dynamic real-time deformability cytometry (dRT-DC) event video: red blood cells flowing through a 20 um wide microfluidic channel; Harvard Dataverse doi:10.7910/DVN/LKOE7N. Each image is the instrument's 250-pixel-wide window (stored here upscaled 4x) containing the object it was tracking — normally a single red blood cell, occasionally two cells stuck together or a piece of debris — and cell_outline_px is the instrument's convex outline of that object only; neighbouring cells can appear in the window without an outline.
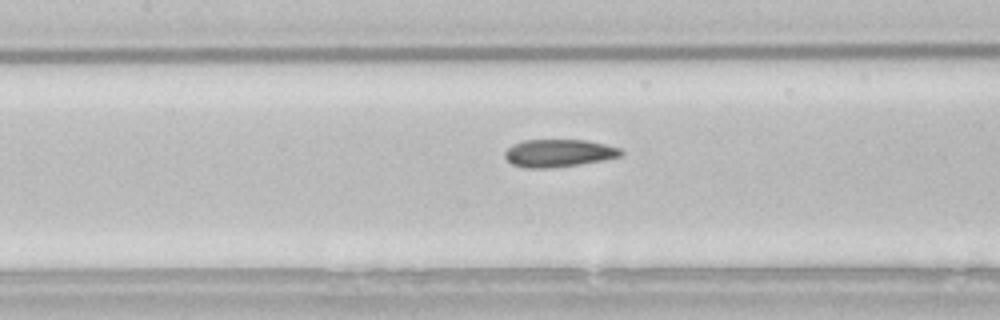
{"species": "common noctule bat (a hibernating species)", "species_latin": "Nyctalus noctula", "temperature_condition": "room temperature", "stored_images_in_passage": 23, "camera_frame_rate_fps": 3000, "um_per_image_px": 0.085, "animal": {"sex": "male", "body_mass_g": 21.5, "forearm_length_mm": 52.0}, "frame": {"image": 1, "passage_image": 18, "time_ms": 5.667, "image_size_px": [1000, 320], "cell_outline_px": [[624, 152], [620, 156], [604, 160], [580, 164], [548, 168], [524, 168], [512, 164], [504, 156], [504, 152], [512, 144], [524, 140], [584, 140], [604, 144], [620, 148]], "centroid_in_image_um": [47.47, 13.01], "position_along_channel_um": 159.9, "area_um2": 18.67}}
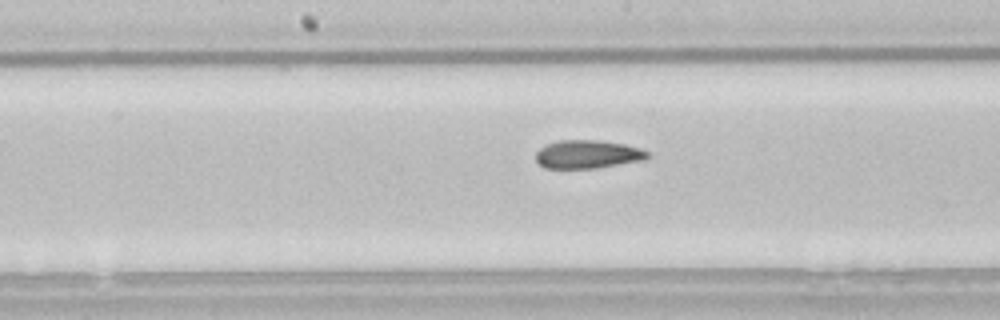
{"frame": {"image": 2, "passage_image": 21, "time_ms": 6.667, "image_size_px": [1000, 320], "cell_outline_px": [[648, 156], [644, 160], [596, 168], [544, 168], [536, 164], [536, 152], [540, 148], [548, 144], [560, 140], [596, 140], [624, 144], [640, 148], [648, 152]], "centroid_in_image_um": [49.91, 13.12], "position_along_channel_um": 198.3, "area_um2": 18.38}}